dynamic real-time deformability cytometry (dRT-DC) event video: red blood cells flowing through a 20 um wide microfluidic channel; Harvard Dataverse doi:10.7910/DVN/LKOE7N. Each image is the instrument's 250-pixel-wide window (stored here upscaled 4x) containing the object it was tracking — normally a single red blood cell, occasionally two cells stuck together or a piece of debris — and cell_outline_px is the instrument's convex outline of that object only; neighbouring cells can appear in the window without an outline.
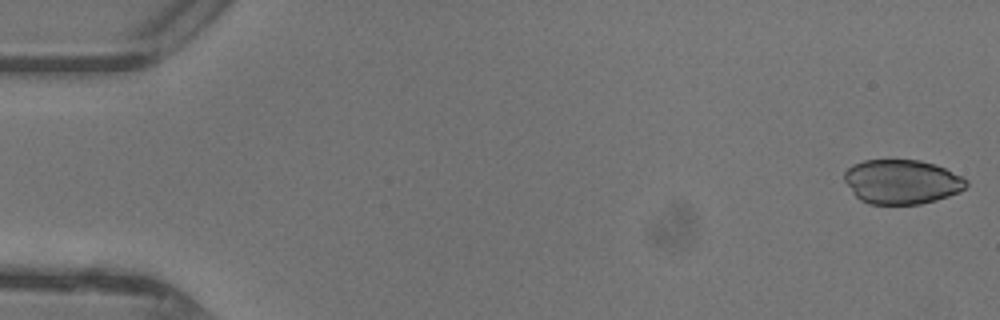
{"species": "common noctule bat (a hibernating species)", "species_latin": "Nyctalus noctula", "temperature_condition": "warm", "stored_images_in_passage": 15, "camera_frame_rate_fps": 3000, "um_per_image_px": 0.085, "animal": {"sex": "female"}, "frame": {"image": 1, "passage_image": 1, "time_ms": 0.0, "image_size_px": [1000, 320], "cell_outline_px": [[968, 184], [960, 192], [936, 200], [920, 204], [868, 204], [860, 200], [852, 192], [844, 180], [844, 172], [852, 164], [864, 160], [920, 160], [944, 168], [968, 180]], "centroid_in_image_um": [76.63, 15.46], "position_along_channel_um": 8.4, "area_um2": 31.5}}